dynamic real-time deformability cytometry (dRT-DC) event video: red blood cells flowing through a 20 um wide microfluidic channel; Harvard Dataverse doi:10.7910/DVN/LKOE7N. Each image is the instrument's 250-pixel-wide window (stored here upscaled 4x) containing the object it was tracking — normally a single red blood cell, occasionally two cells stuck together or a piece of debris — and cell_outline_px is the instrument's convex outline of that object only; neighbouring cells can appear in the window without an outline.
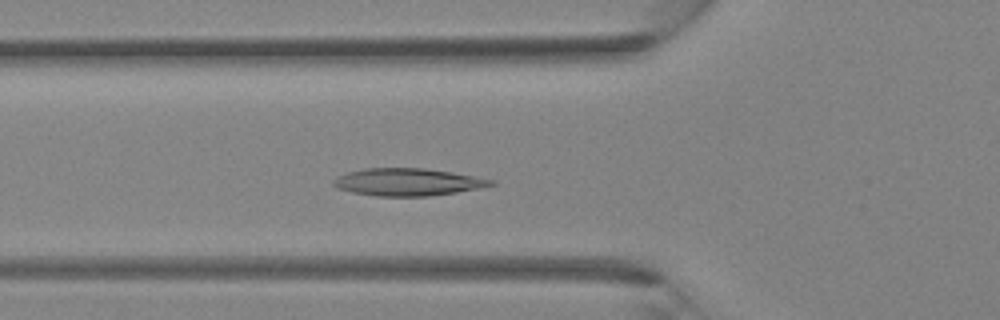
{"species": "Egyptian fruit bat (a non-hibernating species)", "species_latin": "Rousettus aegyptiacus", "temperature_condition": "room temperature", "stored_images_in_passage": 38, "camera_frame_rate_fps": 3000, "um_per_image_px": 0.085, "animal": {"sex": "female"}, "frame": {"image": 1, "passage_image": 11, "time_ms": 3.333, "image_size_px": [1000, 320], "cell_outline_px": [[484, 184], [468, 188], [448, 192], [408, 196], [396, 196], [364, 192], [348, 188], [356, 172], [380, 168], [408, 168], [444, 172], [464, 176]], "centroid_in_image_um": [34.76, 15.46], "position_along_channel_um": 91.0, "area_um2": 19.59}}
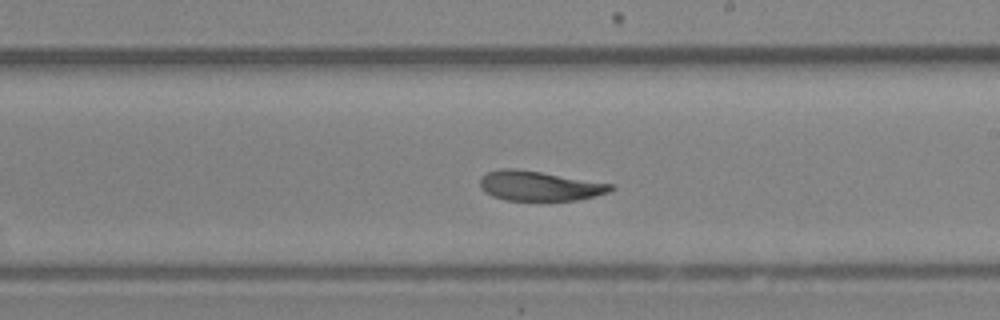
{"frame": {"image": 2, "passage_image": 20, "time_ms": 6.333, "image_size_px": [1000, 320], "cell_outline_px": [[612, 188], [588, 196], [568, 200], [516, 200], [500, 196], [484, 188], [484, 180], [492, 172], [536, 172], [608, 184]], "centroid_in_image_um": [45.94, 15.84], "position_along_channel_um": 243.1, "area_um2": 19.31}}
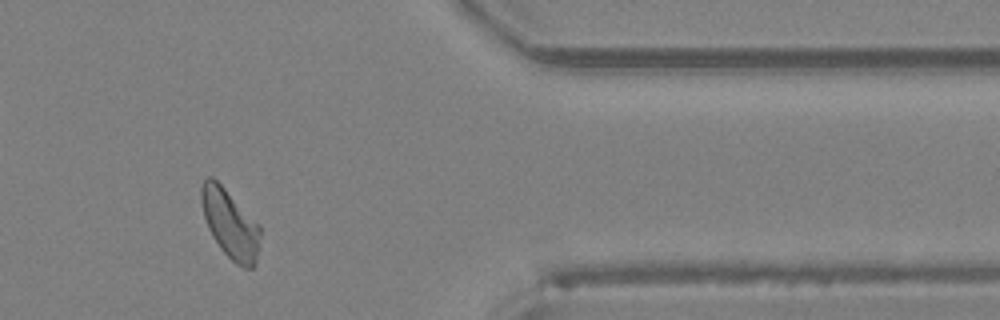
{"frame": {"image": 3, "passage_image": 30, "time_ms": 9.667, "image_size_px": [1000, 320], "cell_outline_px": [[244, 232], [236, 260], [216, 240], [208, 224], [204, 212], [204, 184], [212, 180], [216, 180], [228, 196], [244, 228]], "centroid_in_image_um": [18.93, 18.54], "position_along_channel_um": 392.5, "area_um2": 13.53}}